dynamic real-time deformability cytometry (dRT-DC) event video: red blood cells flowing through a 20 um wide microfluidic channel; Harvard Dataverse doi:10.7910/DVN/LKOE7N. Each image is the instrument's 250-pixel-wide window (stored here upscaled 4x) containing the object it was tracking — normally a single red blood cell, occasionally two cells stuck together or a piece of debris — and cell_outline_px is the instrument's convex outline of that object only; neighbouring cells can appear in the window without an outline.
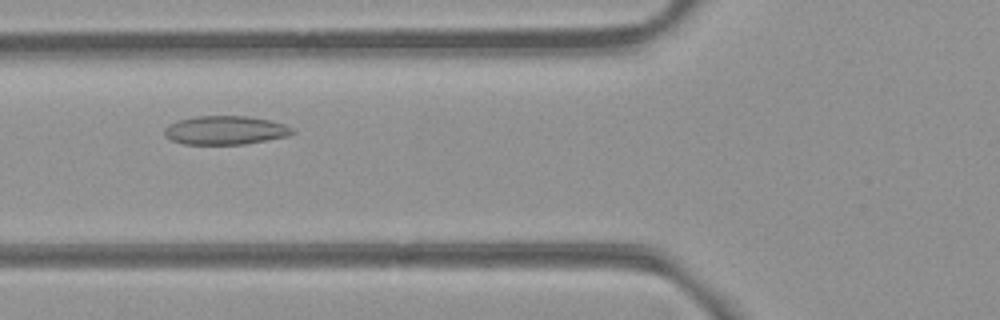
{"species": "common noctule bat (a hibernating species)", "species_latin": "Nyctalus noctula", "temperature_condition": "room temperature", "stored_images_in_passage": 31, "camera_frame_rate_fps": 3000, "um_per_image_px": 0.085, "animal": {"sex": "female", "body_mass_g": 21.9}, "frame": {"image": 1, "passage_image": 4, "time_ms": 1.0, "image_size_px": [1000, 320], "cell_outline_px": [[296, 132], [288, 136], [244, 144], [184, 144], [172, 140], [164, 136], [164, 128], [168, 124], [180, 120], [196, 116], [248, 116], [272, 120], [284, 124], [292, 128]], "centroid_in_image_um": [19.16, 11.06], "position_along_channel_um": 106.6, "area_um2": 21.44}}
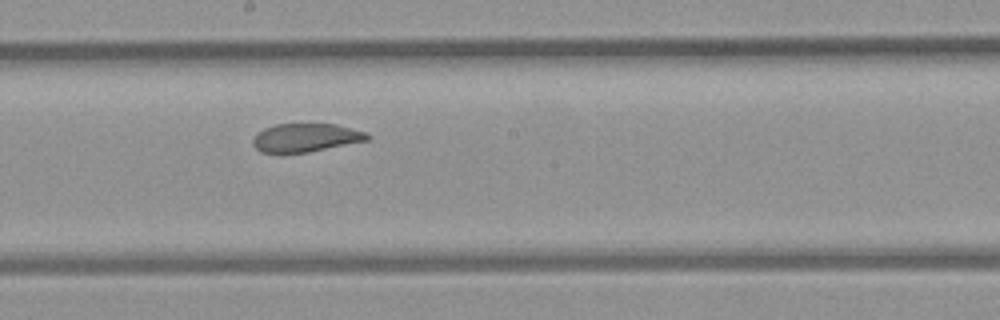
{"frame": {"image": 2, "passage_image": 13, "time_ms": 4.0, "image_size_px": [1000, 320], "cell_outline_px": [[372, 136], [368, 140], [308, 152], [260, 152], [252, 144], [252, 140], [256, 132], [264, 128], [276, 124], [336, 124], [368, 132]], "centroid_in_image_um": [26.0, 11.69], "position_along_channel_um": 222.2, "area_um2": 18.96}}
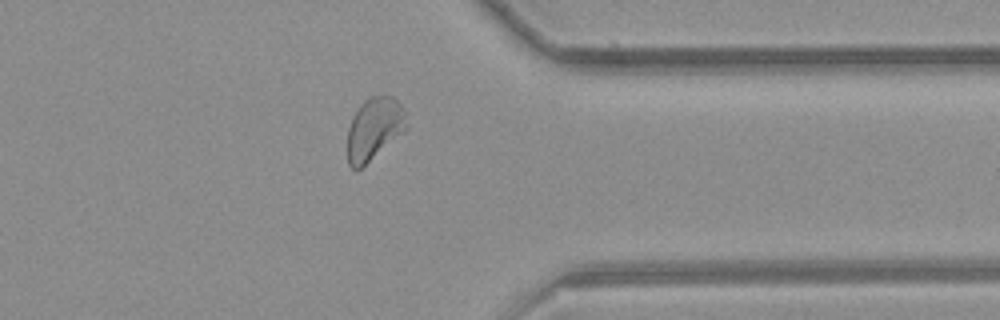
{"frame": {"image": 3, "passage_image": 26, "time_ms": 8.333, "image_size_px": [1000, 320], "cell_outline_px": [[408, 128], [404, 132], [356, 172], [348, 164], [348, 128], [352, 116], [360, 104], [364, 100], [372, 96], [392, 96], [400, 104], [404, 112]], "centroid_in_image_um": [31.79, 10.96], "position_along_channel_um": 379.6, "area_um2": 21.44}, "authors_computed_cell_mechanics": {"area_um2": 20.7502, "velocity_mm_per_s": 3.8435, "shape_relaxation_time_tau1_ms": null, "shape_relaxation_time_tau2_ms": 1.5266, "deformation_change_tau1": null, "deformation_change_tau2": 0.0665}}